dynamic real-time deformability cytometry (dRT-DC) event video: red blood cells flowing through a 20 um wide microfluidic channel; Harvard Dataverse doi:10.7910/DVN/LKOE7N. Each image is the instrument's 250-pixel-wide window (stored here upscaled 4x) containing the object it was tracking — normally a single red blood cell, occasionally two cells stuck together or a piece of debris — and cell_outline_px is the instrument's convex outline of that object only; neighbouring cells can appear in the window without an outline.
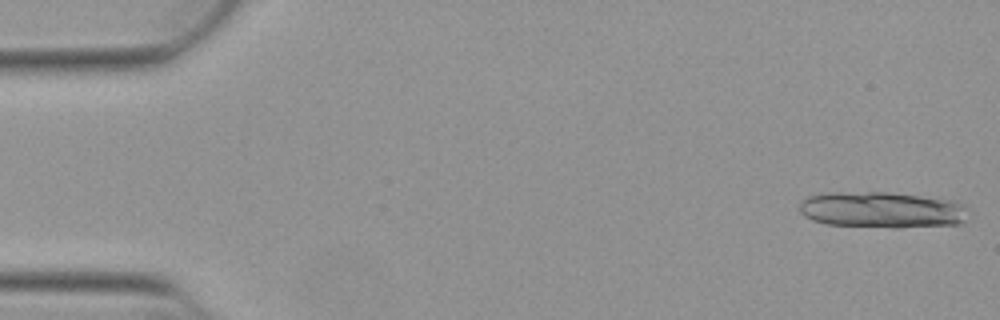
{"species": "Egyptian fruit bat (a non-hibernating species)", "species_latin": "Rousettus aegyptiacus", "temperature_condition": "warm", "stored_images_in_passage": 5, "camera_frame_rate_fps": 3000, "um_per_image_px": 0.085, "animal": {"sex": "female"}, "frame": {"image": 1, "passage_image": 1, "time_ms": 0.0, "image_size_px": [1000, 320], "cell_outline_px": [[964, 224], [900, 228], [892, 228], [828, 224], [812, 220], [804, 216], [800, 212], [800, 200], [808, 196], [828, 192], [888, 192], [956, 200], [964, 204]], "centroid_in_image_um": [74.95, 17.84], "position_along_channel_um": 10.0, "area_um2": 35.95}}